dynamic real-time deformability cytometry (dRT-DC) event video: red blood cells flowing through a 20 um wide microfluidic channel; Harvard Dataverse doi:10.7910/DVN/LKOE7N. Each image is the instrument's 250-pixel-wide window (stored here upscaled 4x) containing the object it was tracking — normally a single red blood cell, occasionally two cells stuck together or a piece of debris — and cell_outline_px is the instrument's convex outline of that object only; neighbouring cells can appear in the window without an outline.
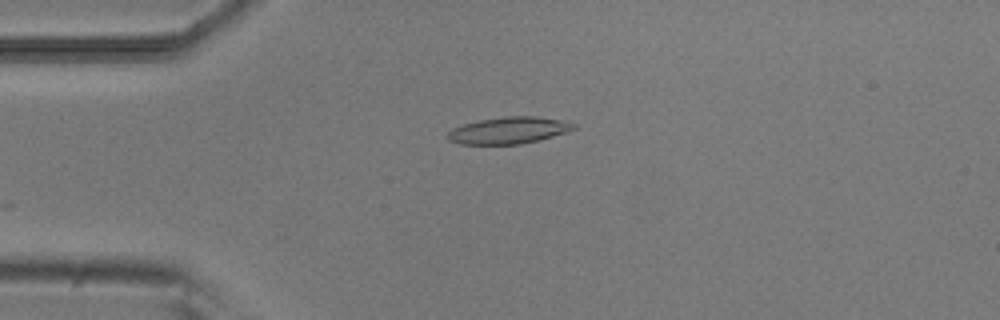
{"species": "common noctule bat (a hibernating species)", "species_latin": "Nyctalus noctula", "temperature_condition": "room temperature", "stored_images_in_passage": 23, "camera_frame_rate_fps": 3000, "um_per_image_px": 0.085, "animal": {"sex": "male", "body_mass_g": 20.5, "forearm_length_mm": 52.5}, "frame": {"image": 1, "passage_image": 1, "time_ms": 0.0, "image_size_px": [1000, 320], "cell_outline_px": [[576, 128], [552, 136], [520, 144], [460, 144], [448, 140], [448, 132], [452, 128], [464, 124], [480, 120], [504, 116], [536, 116], [560, 120], [576, 124]], "centroid_in_image_um": [43.2, 11.07], "position_along_channel_um": 41.8, "area_um2": 19.36}}
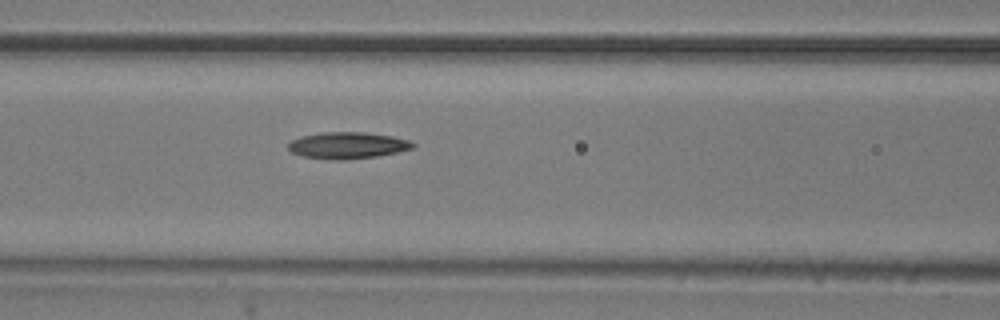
{"frame": {"image": 2, "passage_image": 10, "time_ms": 3.0, "image_size_px": [1000, 320], "cell_outline_px": [[416, 148], [376, 156], [344, 160], [340, 160], [304, 156], [292, 152], [288, 148], [288, 144], [292, 140], [300, 136], [320, 132], [364, 132], [392, 136], [408, 140], [416, 144]], "centroid_in_image_um": [29.56, 12.34], "position_along_channel_um": 137.0, "area_um2": 19.19}}
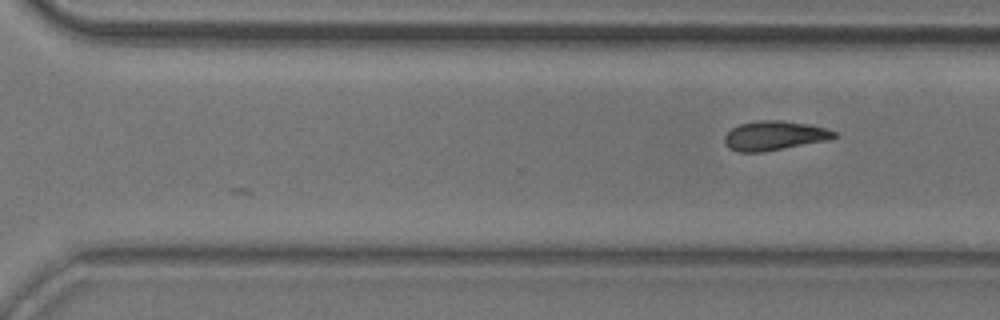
{"frame": {"image": 3, "passage_image": 23, "time_ms": 7.333, "image_size_px": [1000, 320], "cell_outline_px": [[836, 136], [828, 140], [764, 152], [736, 152], [728, 148], [724, 140], [724, 136], [732, 128], [740, 124], [756, 120], [780, 120], [808, 124], [824, 128], [836, 132]], "centroid_in_image_um": [65.78, 11.53], "position_along_channel_um": 304.8, "area_um2": 18.73}}